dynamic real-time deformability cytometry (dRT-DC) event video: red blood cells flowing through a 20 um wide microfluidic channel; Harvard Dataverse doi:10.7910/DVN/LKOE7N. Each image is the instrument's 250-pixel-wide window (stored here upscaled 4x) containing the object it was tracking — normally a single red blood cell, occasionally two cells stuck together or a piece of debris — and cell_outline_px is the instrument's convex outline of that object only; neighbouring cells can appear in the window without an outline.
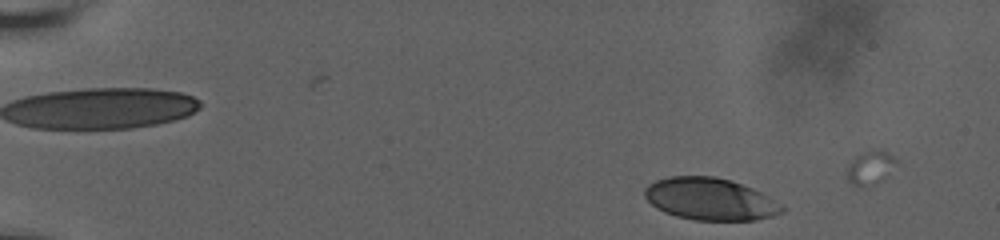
{"species": "human", "species_latin": "Homo sapiens", "temperature_condition": "room temperature", "stored_images_in_passage": 21, "camera_frame_rate_fps": 3000, "um_per_image_px": 0.085, "donor": {"sex": "male"}, "frame": {"image": 1, "passage_image": 7, "time_ms": 1.333, "image_size_px": [1000, 240], "cell_outline_px": [[784, 212], [772, 216], [756, 220], [696, 220], [676, 216], [664, 212], [656, 208], [644, 196], [644, 188], [648, 184], [656, 180], [668, 176], [712, 176], [728, 180], [752, 188], [768, 196], [784, 208]], "centroid_in_image_um": [60.32, 16.92], "position_along_channel_um": 24.7, "area_um2": 33.52}}